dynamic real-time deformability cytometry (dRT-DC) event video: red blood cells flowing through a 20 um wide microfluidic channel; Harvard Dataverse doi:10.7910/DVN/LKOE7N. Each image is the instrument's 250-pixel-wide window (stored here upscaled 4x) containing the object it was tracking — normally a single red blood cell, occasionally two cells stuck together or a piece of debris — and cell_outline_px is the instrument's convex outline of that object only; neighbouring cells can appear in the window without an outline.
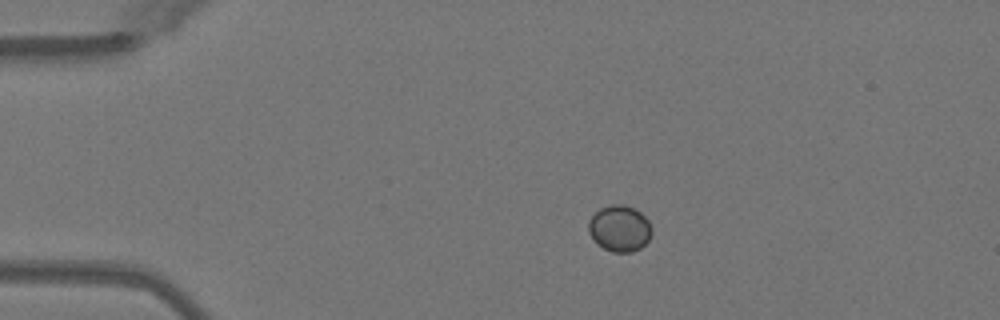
{"species": "Egyptian fruit bat (a non-hibernating species)", "species_latin": "Rousettus aegyptiacus", "temperature_condition": "warm", "stored_images_in_passage": 41, "camera_frame_rate_fps": 3000, "um_per_image_px": 0.085, "animal": {"sex": "female"}, "frame": {"image": 1, "passage_image": 1, "time_ms": 0.0, "image_size_px": [1000, 320], "cell_outline_px": [[652, 232], [648, 240], [640, 248], [632, 252], [612, 252], [596, 244], [588, 232], [588, 220], [600, 208], [612, 204], [624, 204], [640, 212], [648, 220], [652, 228]], "centroid_in_image_um": [52.65, 19.42], "position_along_channel_um": 32.4, "area_um2": 17.11}}
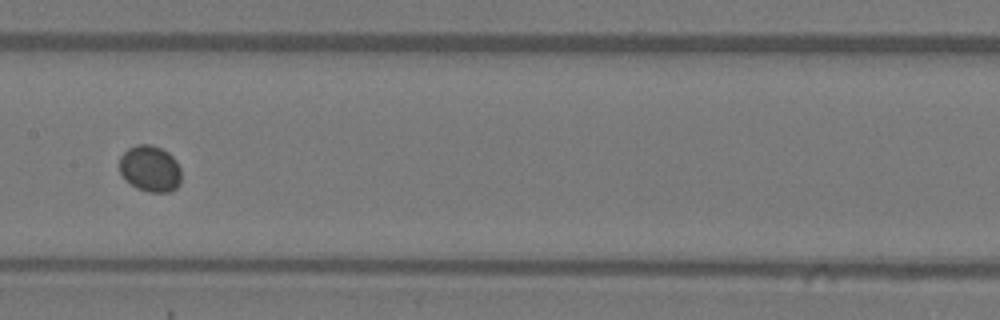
{"frame": {"image": 2, "passage_image": 17, "time_ms": 5.333, "image_size_px": [1000, 320], "cell_outline_px": [[180, 184], [176, 188], [168, 192], [148, 192], [136, 188], [124, 180], [120, 172], [120, 156], [128, 148], [136, 144], [148, 144], [160, 148], [168, 152], [176, 160], [180, 168]], "centroid_in_image_um": [12.74, 14.34], "position_along_channel_um": 194.7, "area_um2": 16.82}}
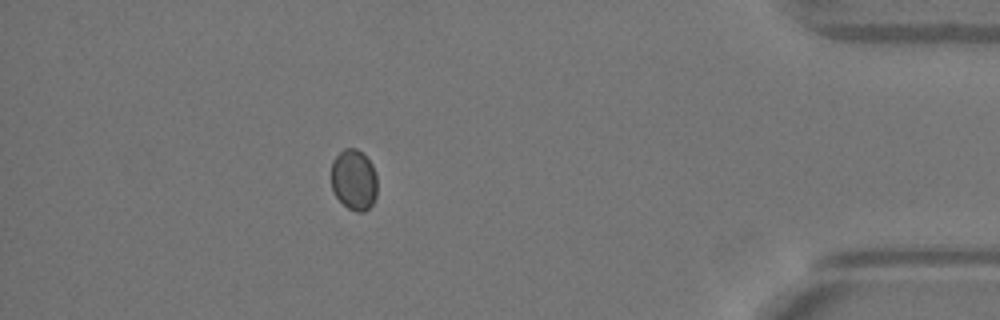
{"frame": {"image": 3, "passage_image": 36, "time_ms": 11.667, "image_size_px": [1000, 320], "cell_outline_px": [[376, 196], [372, 204], [364, 212], [356, 212], [348, 208], [336, 196], [332, 188], [332, 160], [344, 148], [356, 148], [372, 164], [376, 176]], "centroid_in_image_um": [30.08, 15.29], "position_along_channel_um": 405.1, "area_um2": 16.13}}